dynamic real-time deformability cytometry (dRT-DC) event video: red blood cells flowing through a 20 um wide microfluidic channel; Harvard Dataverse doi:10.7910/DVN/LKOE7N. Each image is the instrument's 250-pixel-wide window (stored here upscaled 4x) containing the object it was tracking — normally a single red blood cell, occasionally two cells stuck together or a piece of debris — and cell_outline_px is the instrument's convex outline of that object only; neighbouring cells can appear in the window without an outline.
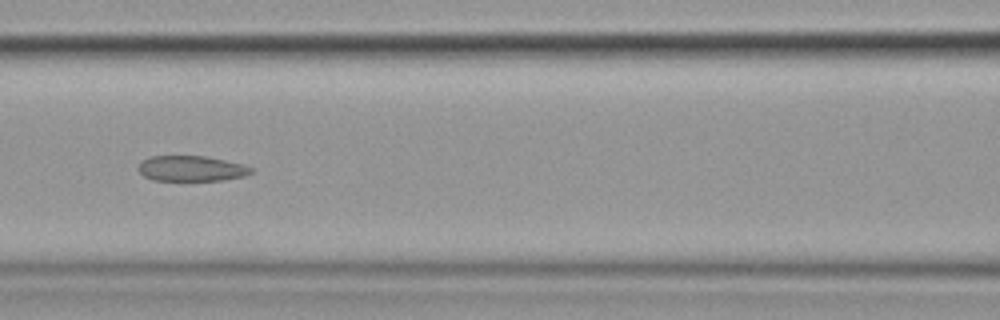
{"species": "common noctule bat (a hibernating species)", "species_latin": "Nyctalus noctula", "temperature_condition": "cold", "stored_images_in_passage": 9, "camera_frame_rate_fps": 3000, "um_per_image_px": 0.085, "animal": {"sex": "female", "body_mass_g": 19.9}, "frame": {"image": 1, "passage_image": 7, "time_ms": 7.333, "image_size_px": [1000, 320], "cell_outline_px": [[252, 172], [244, 176], [224, 180], [152, 180], [144, 176], [136, 168], [140, 160], [148, 156], [204, 156], [244, 164], [252, 168]], "centroid_in_image_um": [16.21, 14.31], "position_along_channel_um": 150.4, "area_um2": 16.82}}
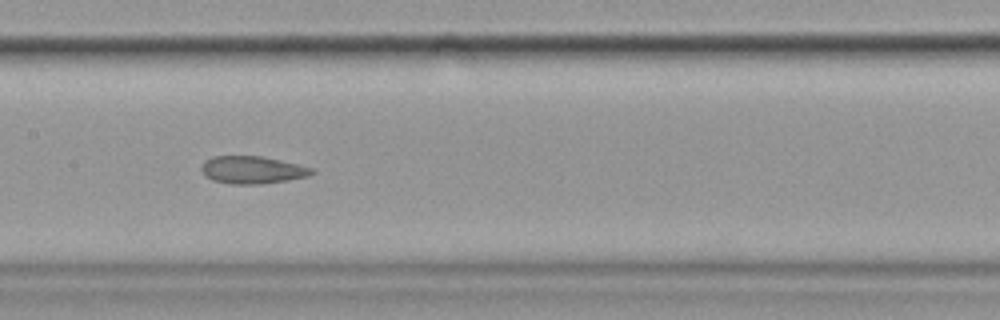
{"frame": {"image": 2, "passage_image": 8, "time_ms": 8.333, "image_size_px": [1000, 320], "cell_outline_px": [[316, 172], [308, 176], [288, 180], [260, 184], [232, 184], [212, 180], [204, 176], [200, 168], [204, 160], [212, 156], [260, 156], [280, 160], [312, 168]], "centroid_in_image_um": [21.4, 14.44], "position_along_channel_um": 186.0, "area_um2": 17.74}}
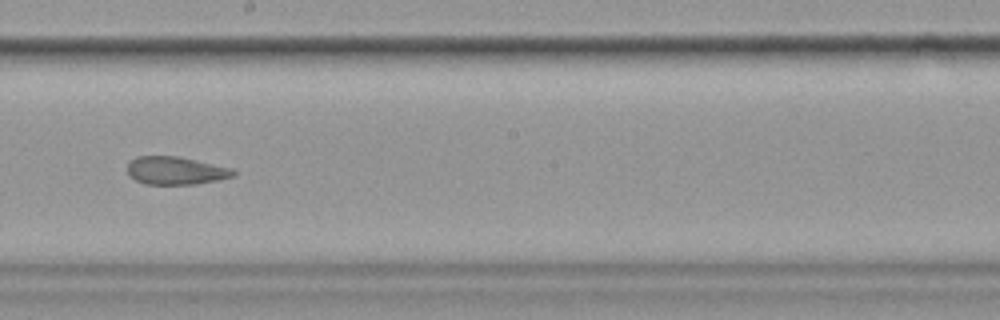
{"frame": {"image": 3, "passage_image": 9, "time_ms": 9.667, "image_size_px": [1000, 320], "cell_outline_px": [[236, 176], [196, 184], [144, 184], [128, 176], [128, 160], [136, 156], [176, 156], [232, 168], [236, 172]], "centroid_in_image_um": [14.9, 14.5], "position_along_channel_um": 233.3, "area_um2": 17.28}}